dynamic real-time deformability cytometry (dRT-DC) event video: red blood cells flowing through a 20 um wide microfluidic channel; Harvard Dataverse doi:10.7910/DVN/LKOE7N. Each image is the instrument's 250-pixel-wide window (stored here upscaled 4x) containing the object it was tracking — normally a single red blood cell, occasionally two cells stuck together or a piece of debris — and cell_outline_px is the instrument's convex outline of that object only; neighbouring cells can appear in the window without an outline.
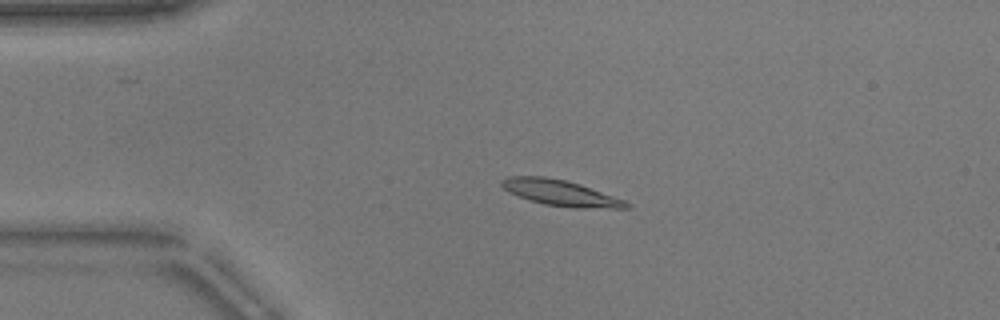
{"species": "common noctule bat (a hibernating species)", "species_latin": "Nyctalus noctula", "temperature_condition": "warm", "stored_images_in_passage": 48, "camera_frame_rate_fps": 3000, "um_per_image_px": 0.085, "animal": {"sex": "male", "body_mass_g": 17.9}, "frame": {"image": 1, "passage_image": 7, "time_ms": 2.0, "image_size_px": [1000, 320], "cell_outline_px": [[632, 208], [576, 208], [544, 204], [520, 196], [504, 188], [500, 184], [500, 180], [508, 176], [544, 176], [564, 180], [580, 184], [624, 200], [632, 204]], "centroid_in_image_um": [47.68, 16.39], "position_along_channel_um": 37.3, "area_um2": 18.5}}
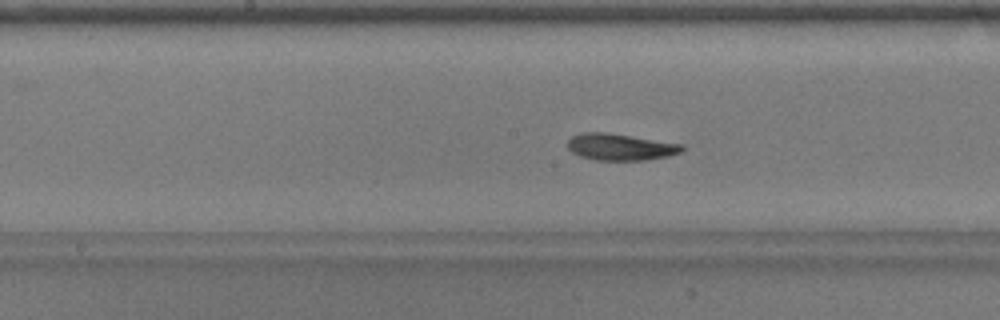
{"frame": {"image": 2, "passage_image": 22, "time_ms": 7.0, "image_size_px": [1000, 320], "cell_outline_px": [[684, 148], [680, 152], [668, 156], [644, 160], [596, 160], [580, 156], [572, 152], [568, 148], [568, 140], [572, 136], [580, 132], [608, 132], [684, 144]], "centroid_in_image_um": [52.72, 12.48], "position_along_channel_um": 195.5, "area_um2": 17.86}}
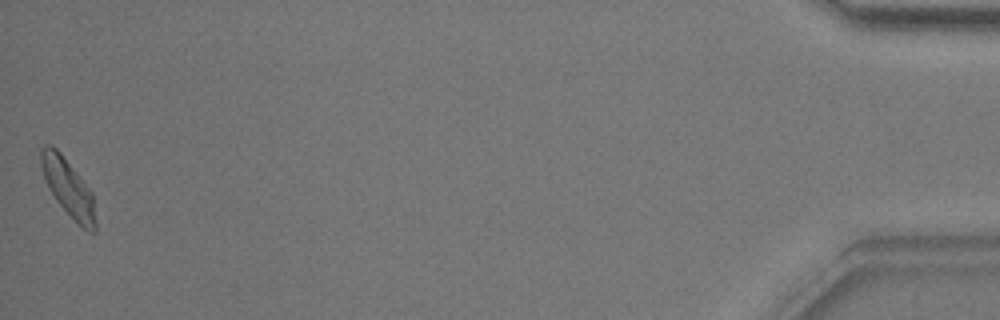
{"frame": {"image": 3, "passage_image": 48, "time_ms": 15.667, "image_size_px": [1000, 320], "cell_outline_px": [[96, 232], [88, 232], [56, 200], [48, 188], [40, 164], [40, 148], [44, 144], [52, 144], [60, 152], [92, 192], [96, 224]], "centroid_in_image_um": [5.77, 15.9], "position_along_channel_um": 429.4, "area_um2": 17.86}, "authors_computed_cell_mechanics": {"area_um2": 17.8602, "velocity_mm_per_s": 3.8072, "shape_relaxation_time_tau1_ms": 3.5876, "shape_relaxation_time_tau2_ms": 4.8622, "deformation_change_tau1": 0.118, "deformation_change_tau2": 0.1238}}